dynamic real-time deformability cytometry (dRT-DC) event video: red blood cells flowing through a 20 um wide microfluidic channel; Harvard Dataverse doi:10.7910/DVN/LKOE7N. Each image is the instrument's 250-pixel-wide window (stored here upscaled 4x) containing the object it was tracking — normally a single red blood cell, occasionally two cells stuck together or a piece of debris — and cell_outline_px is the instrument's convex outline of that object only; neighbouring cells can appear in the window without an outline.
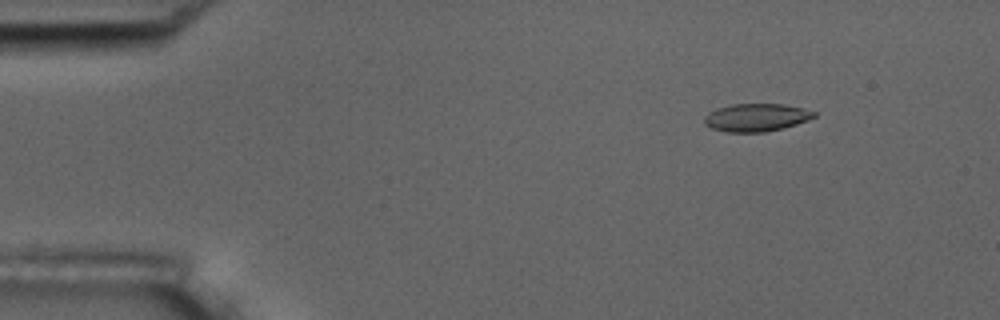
{"species": "common noctule bat (a hibernating species)", "species_latin": "Nyctalus noctula", "temperature_condition": "room temperature", "stored_images_in_passage": 4, "camera_frame_rate_fps": 3000, "um_per_image_px": 0.085, "animal": {"sex": "male", "body_mass_g": 17.5, "forearm_length_mm": 52.3}, "frame": {"image": 1, "passage_image": 2, "time_ms": 1.333, "image_size_px": [1000, 320], "cell_outline_px": [[816, 116], [808, 120], [796, 124], [764, 132], [728, 132], [712, 128], [704, 124], [704, 116], [708, 112], [716, 108], [732, 104], [784, 104], [804, 108], [816, 112]], "centroid_in_image_um": [64.27, 9.97], "position_along_channel_um": 20.7, "area_um2": 17.8}}